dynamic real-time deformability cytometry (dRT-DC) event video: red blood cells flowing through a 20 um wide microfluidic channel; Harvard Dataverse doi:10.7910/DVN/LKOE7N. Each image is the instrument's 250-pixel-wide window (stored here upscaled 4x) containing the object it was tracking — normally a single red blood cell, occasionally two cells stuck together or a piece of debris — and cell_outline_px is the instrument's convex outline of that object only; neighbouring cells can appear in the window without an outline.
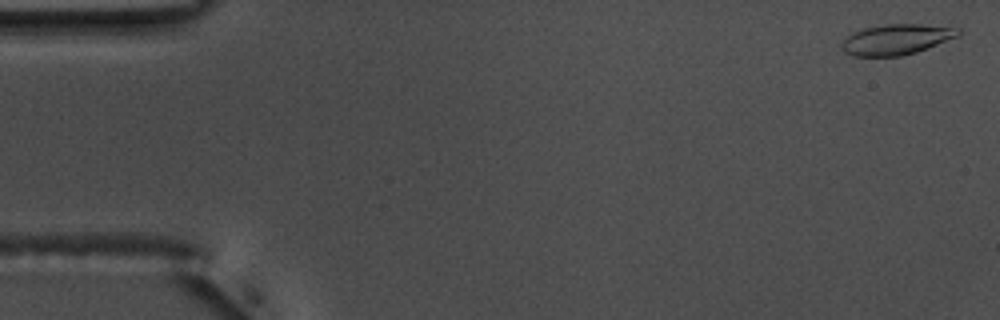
{"species": "common noctule bat (a hibernating species)", "species_latin": "Nyctalus noctula", "temperature_condition": "warm", "stored_images_in_passage": 55, "camera_frame_rate_fps": 3000, "um_per_image_px": 0.085, "animal": {"sex": "male", "body_mass_g": 17.5, "forearm_length_mm": 52.3}, "frame": {"image": 1, "passage_image": 2, "time_ms": 0.333, "image_size_px": [1000, 320], "cell_outline_px": [[960, 32], [956, 36], [916, 52], [900, 56], [852, 56], [844, 52], [840, 48], [840, 44], [848, 36], [864, 28], [884, 24], [920, 24], [960, 28]], "centroid_in_image_um": [76.13, 3.35], "position_along_channel_um": 8.9, "area_um2": 20.4}}
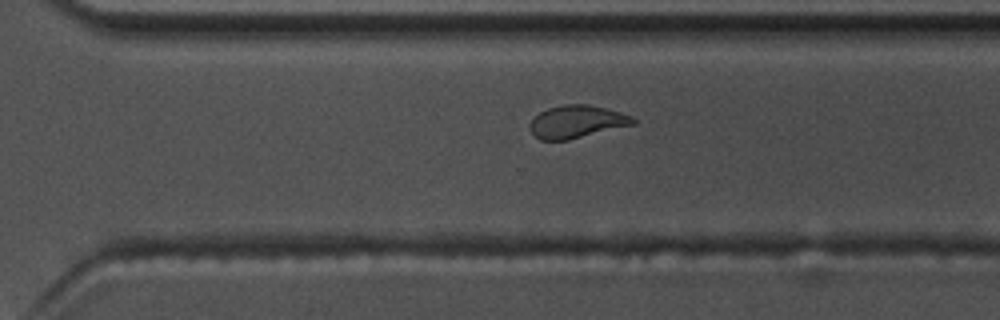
{"frame": {"image": 2, "passage_image": 38, "time_ms": 12.333, "image_size_px": [1000, 320], "cell_outline_px": [[636, 124], [568, 140], [540, 140], [528, 128], [528, 124], [540, 112], [548, 108], [564, 104], [588, 104], [620, 112], [632, 116], [636, 120]], "centroid_in_image_um": [49.03, 10.35], "position_along_channel_um": 321.6, "area_um2": 19.65}}
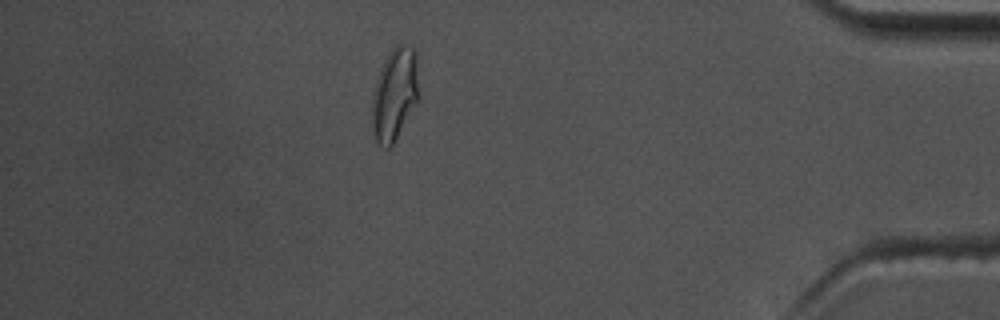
{"frame": {"image": 3, "passage_image": 48, "time_ms": 15.667, "image_size_px": [1000, 320], "cell_outline_px": [[420, 100], [392, 144], [388, 148], [384, 148], [376, 140], [372, 132], [372, 92], [380, 68], [384, 60], [392, 48], [396, 44], [412, 44], [416, 52], [420, 96]], "centroid_in_image_um": [33.57, 7.96], "position_along_channel_um": 401.6, "area_um2": 25.89}, "authors_computed_cell_mechanics": {"area_um2": 20.5768, "velocity_mm_per_s": 3.7255, "shape_relaxation_time_tau1_ms": 7.2432, "shape_relaxation_time_tau2_ms": 1.4149, "deformation_change_tau1": 0.1908, "deformation_change_tau2": 0.0836}}